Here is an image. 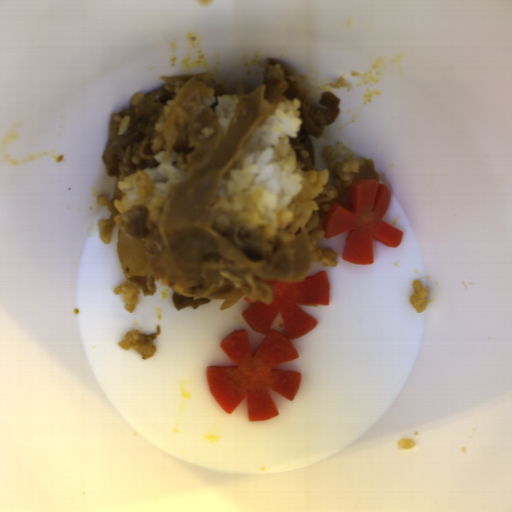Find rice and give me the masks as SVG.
I'll use <instances>...</instances> for the list:
<instances>
[{
	"label": "rice",
	"mask_w": 512,
	"mask_h": 512,
	"mask_svg": "<svg viewBox=\"0 0 512 512\" xmlns=\"http://www.w3.org/2000/svg\"><path fill=\"white\" fill-rule=\"evenodd\" d=\"M300 98H282L256 128L236 169L222 179L216 225H242L275 238L293 218L304 174L291 142L303 122Z\"/></svg>",
	"instance_id": "1"
},
{
	"label": "rice",
	"mask_w": 512,
	"mask_h": 512,
	"mask_svg": "<svg viewBox=\"0 0 512 512\" xmlns=\"http://www.w3.org/2000/svg\"><path fill=\"white\" fill-rule=\"evenodd\" d=\"M166 151L153 156L157 167L139 170L118 181L117 188L122 191V199L115 198L113 201V206L118 212L123 214L133 206H142L148 210L149 224H157L160 221L169 196L186 178L185 170L173 166L177 153L165 156Z\"/></svg>",
	"instance_id": "2"
},
{
	"label": "rice",
	"mask_w": 512,
	"mask_h": 512,
	"mask_svg": "<svg viewBox=\"0 0 512 512\" xmlns=\"http://www.w3.org/2000/svg\"><path fill=\"white\" fill-rule=\"evenodd\" d=\"M323 159L327 163L329 171L335 173L342 187L351 188L355 183L356 173H360L361 167L358 161H355L354 152L343 147L342 142H337L334 147L327 146L323 153Z\"/></svg>",
	"instance_id": "3"
},
{
	"label": "rice",
	"mask_w": 512,
	"mask_h": 512,
	"mask_svg": "<svg viewBox=\"0 0 512 512\" xmlns=\"http://www.w3.org/2000/svg\"><path fill=\"white\" fill-rule=\"evenodd\" d=\"M240 98L237 95H221L217 98L214 108L219 124L224 133H227L234 114L238 111Z\"/></svg>",
	"instance_id": "4"
},
{
	"label": "rice",
	"mask_w": 512,
	"mask_h": 512,
	"mask_svg": "<svg viewBox=\"0 0 512 512\" xmlns=\"http://www.w3.org/2000/svg\"><path fill=\"white\" fill-rule=\"evenodd\" d=\"M114 294L122 295L127 312H134L139 303L140 288L134 286L129 281L123 282L113 290Z\"/></svg>",
	"instance_id": "5"
},
{
	"label": "rice",
	"mask_w": 512,
	"mask_h": 512,
	"mask_svg": "<svg viewBox=\"0 0 512 512\" xmlns=\"http://www.w3.org/2000/svg\"><path fill=\"white\" fill-rule=\"evenodd\" d=\"M412 286L414 294L410 299V304L417 314L422 313L428 307L430 289L417 279L413 281Z\"/></svg>",
	"instance_id": "6"
},
{
	"label": "rice",
	"mask_w": 512,
	"mask_h": 512,
	"mask_svg": "<svg viewBox=\"0 0 512 512\" xmlns=\"http://www.w3.org/2000/svg\"><path fill=\"white\" fill-rule=\"evenodd\" d=\"M131 124L130 116L125 115L119 123L118 135L125 134Z\"/></svg>",
	"instance_id": "7"
}]
</instances>
